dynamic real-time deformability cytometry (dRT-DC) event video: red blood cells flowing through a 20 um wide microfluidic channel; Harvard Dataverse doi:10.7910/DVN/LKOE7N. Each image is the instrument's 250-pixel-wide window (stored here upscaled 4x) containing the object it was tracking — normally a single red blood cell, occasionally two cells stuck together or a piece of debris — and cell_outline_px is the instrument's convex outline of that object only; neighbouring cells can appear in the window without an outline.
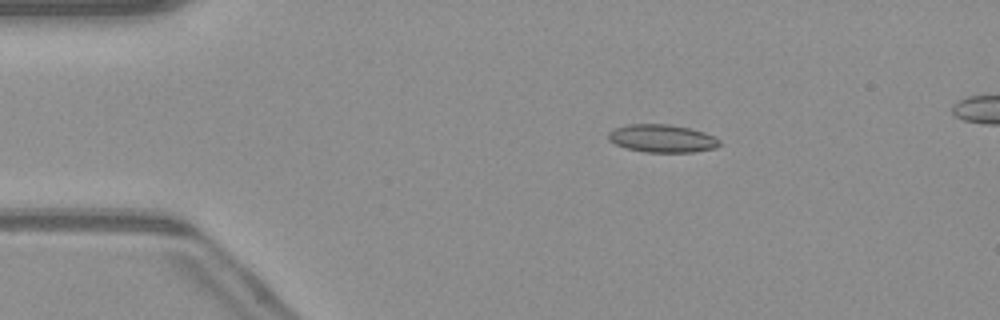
{"species": "common noctule bat (a hibernating species)", "species_latin": "Nyctalus noctula", "temperature_condition": "warm", "stored_images_in_passage": 51, "camera_frame_rate_fps": 3000, "um_per_image_px": 0.085, "animal": {"sex": "male", "body_mass_g": 23.1, "forearm_length_mm": 52.7}, "frame": {"image": 1, "passage_image": 10, "time_ms": 3.0, "image_size_px": [1000, 320], "cell_outline_px": [[720, 144], [716, 148], [692, 152], [644, 152], [628, 148], [616, 144], [608, 140], [608, 132], [616, 128], [628, 124], [668, 124], [692, 128], [704, 132], [720, 140]], "centroid_in_image_um": [56.29, 11.76], "position_along_channel_um": 28.7, "area_um2": 18.03}}
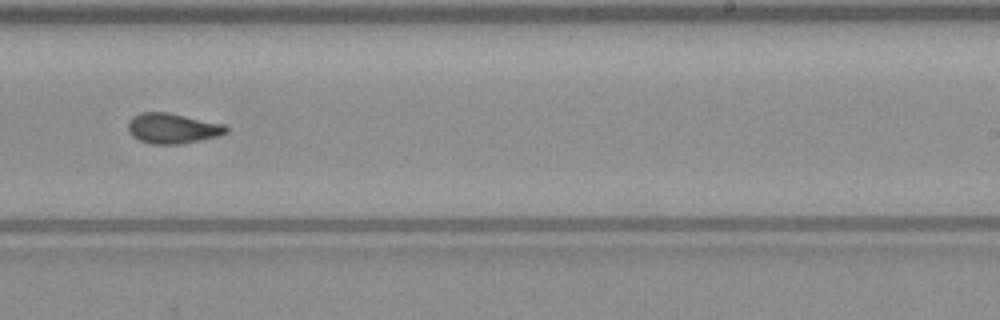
{"frame": {"image": 2, "passage_image": 32, "time_ms": 10.333, "image_size_px": [1000, 320], "cell_outline_px": [[228, 132], [220, 136], [180, 144], [152, 144], [140, 140], [132, 136], [128, 132], [128, 120], [132, 116], [140, 112], [168, 112], [224, 124], [228, 128]], "centroid_in_image_um": [14.65, 10.9], "position_along_channel_um": 274.3, "area_um2": 17.46}}
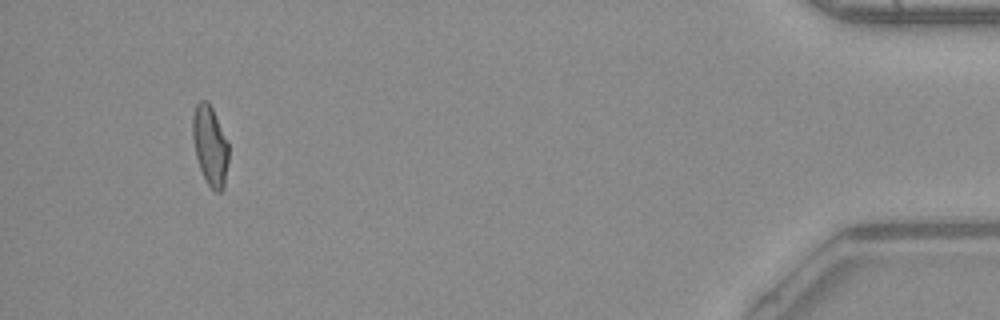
{"frame": {"image": 3, "passage_image": 48, "time_ms": 15.667, "image_size_px": [1000, 320], "cell_outline_px": [[228, 160], [224, 188], [220, 192], [216, 192], [208, 184], [200, 168], [196, 156], [192, 136], [192, 116], [196, 104], [200, 100], [208, 100], [212, 108], [228, 144]], "centroid_in_image_um": [17.84, 12.36], "position_along_channel_um": 417.4, "area_um2": 16.53}, "authors_computed_cell_mechanics": {"area_um2": 17.2822, "velocity_mm_per_s": 4.1264, "shape_relaxation_time_tau1_ms": null, "shape_relaxation_time_tau2_ms": 2.2893, "deformation_change_tau1": null, "deformation_change_tau2": 0.0774}}